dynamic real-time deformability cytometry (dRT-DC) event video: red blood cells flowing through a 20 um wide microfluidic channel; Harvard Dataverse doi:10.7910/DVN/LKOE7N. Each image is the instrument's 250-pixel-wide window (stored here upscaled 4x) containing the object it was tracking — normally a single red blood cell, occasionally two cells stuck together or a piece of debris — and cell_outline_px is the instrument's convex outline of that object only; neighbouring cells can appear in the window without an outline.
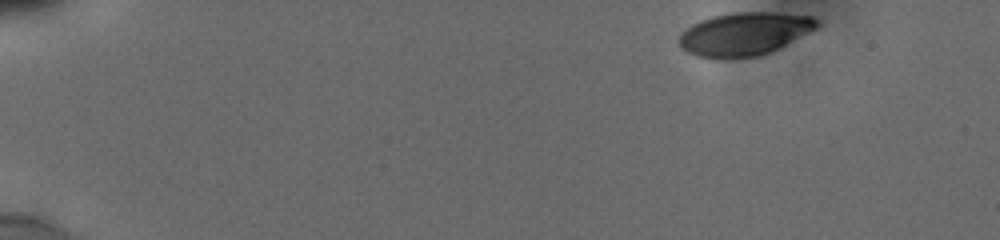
{"species": "human", "species_latin": "Homo sapiens", "temperature_condition": "cold", "stored_images_in_passage": 16, "camera_frame_rate_fps": 3000, "um_per_image_px": 0.085, "donor": {"sex": "male"}, "frame": {"image": 1, "passage_image": 1, "time_ms": 0.0, "image_size_px": [1000, 240], "cell_outline_px": [[820, 24], [816, 28], [760, 56], [728, 60], [724, 60], [696, 56], [680, 48], [680, 32], [692, 24], [700, 20], [712, 16], [732, 12], [772, 12], [812, 16], [820, 20]], "centroid_in_image_um": [63.22, 2.89], "position_along_channel_um": 21.8, "area_um2": 34.8}}